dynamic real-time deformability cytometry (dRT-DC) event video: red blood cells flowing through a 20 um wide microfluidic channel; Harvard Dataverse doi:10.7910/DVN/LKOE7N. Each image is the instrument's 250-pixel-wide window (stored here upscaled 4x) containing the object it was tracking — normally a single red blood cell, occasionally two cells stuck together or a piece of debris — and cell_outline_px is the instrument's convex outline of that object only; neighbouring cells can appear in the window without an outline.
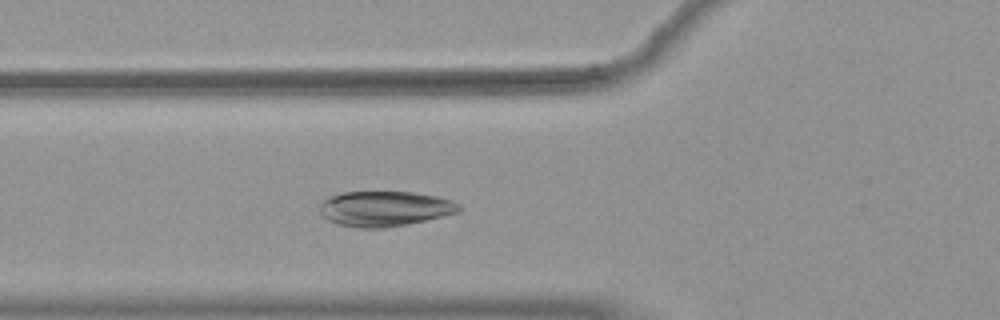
{"species": "common noctule bat (a hibernating species)", "species_latin": "Nyctalus noctula", "temperature_condition": "warm", "stored_images_in_passage": 47, "camera_frame_rate_fps": 3000, "um_per_image_px": 0.085, "animal": {"sex": "female", "body_mass_g": 19.9}, "frame": {"image": 1, "passage_image": 13, "time_ms": 4.0, "image_size_px": [1000, 320], "cell_outline_px": [[464, 208], [460, 212], [424, 220], [384, 228], [356, 228], [336, 224], [328, 220], [320, 212], [320, 204], [328, 196], [344, 192], [416, 192], [436, 196], [452, 200], [460, 204]], "centroid_in_image_um": [32.71, 17.73], "position_along_channel_um": 93.1, "area_um2": 28.67}}
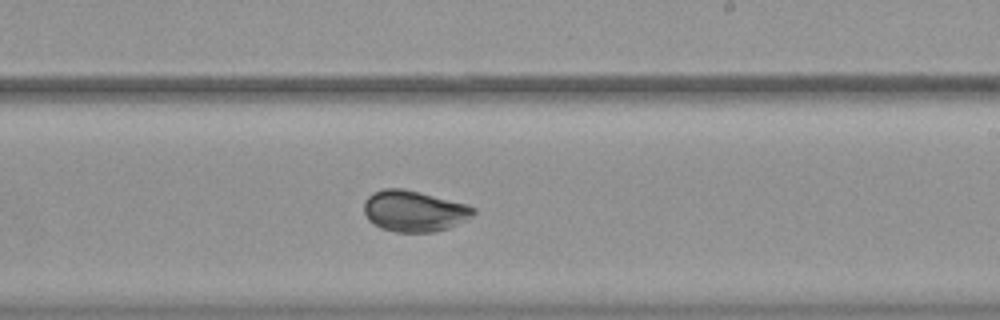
{"frame": {"image": 2, "passage_image": 26, "time_ms": 8.333, "image_size_px": [1000, 320], "cell_outline_px": [[476, 212], [472, 216], [448, 228], [432, 232], [392, 232], [380, 228], [372, 224], [368, 220], [364, 212], [364, 200], [372, 192], [384, 188], [404, 188], [420, 192], [464, 204], [476, 208]], "centroid_in_image_um": [35.13, 17.94], "position_along_channel_um": 253.9, "area_um2": 26.24}}
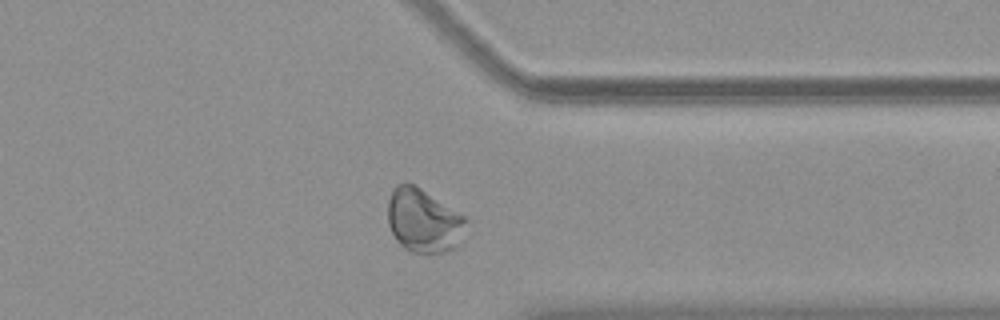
{"frame": {"image": 3, "passage_image": 36, "time_ms": 11.667, "image_size_px": [1000, 320], "cell_outline_px": [[464, 220], [456, 244], [452, 248], [444, 252], [412, 252], [404, 248], [396, 240], [388, 224], [388, 200], [392, 188], [396, 184], [404, 180], [416, 184], [464, 216]], "centroid_in_image_um": [35.89, 18.68], "position_along_channel_um": 375.5, "area_um2": 28.55}, "authors_computed_cell_mechanics": {"area_um2": 28.6688, "velocity_mm_per_s": 3.7078, "shape_relaxation_time_tau1_ms": 3.9086, "shape_relaxation_time_tau2_ms": null, "deformation_change_tau1": 0.1607, "deformation_change_tau2": null}}